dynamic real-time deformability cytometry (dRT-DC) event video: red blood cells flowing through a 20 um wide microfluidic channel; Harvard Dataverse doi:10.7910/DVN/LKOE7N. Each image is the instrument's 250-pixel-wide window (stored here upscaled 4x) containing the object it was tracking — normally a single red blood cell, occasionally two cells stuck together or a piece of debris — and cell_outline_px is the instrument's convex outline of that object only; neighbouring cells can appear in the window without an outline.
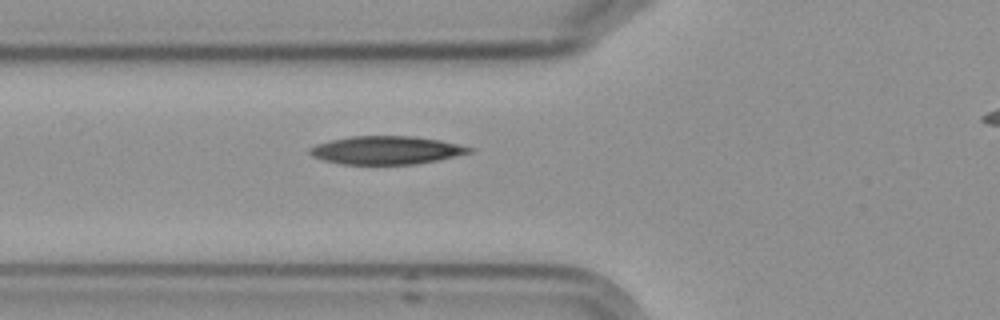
{"species": "Egyptian fruit bat (a non-hibernating species)", "species_latin": "Rousettus aegyptiacus", "temperature_condition": "cold", "stored_images_in_passage": 4, "segment_of_instrument_passage": [1, 2], "camera_frame_rate_fps": 3000, "um_per_image_px": 0.085, "frame": {"image": 1, "passage_image": 3, "time_ms": 2.333, "image_size_px": [1000, 320], "cell_outline_px": [[476, 148], [472, 152], [436, 160], [412, 164], [344, 164], [324, 160], [312, 156], [308, 152], [308, 148], [316, 144], [348, 136], [412, 136], [440, 140]], "centroid_in_image_um": [32.82, 12.76], "position_along_channel_um": 93.0, "area_um2": 26.07}}